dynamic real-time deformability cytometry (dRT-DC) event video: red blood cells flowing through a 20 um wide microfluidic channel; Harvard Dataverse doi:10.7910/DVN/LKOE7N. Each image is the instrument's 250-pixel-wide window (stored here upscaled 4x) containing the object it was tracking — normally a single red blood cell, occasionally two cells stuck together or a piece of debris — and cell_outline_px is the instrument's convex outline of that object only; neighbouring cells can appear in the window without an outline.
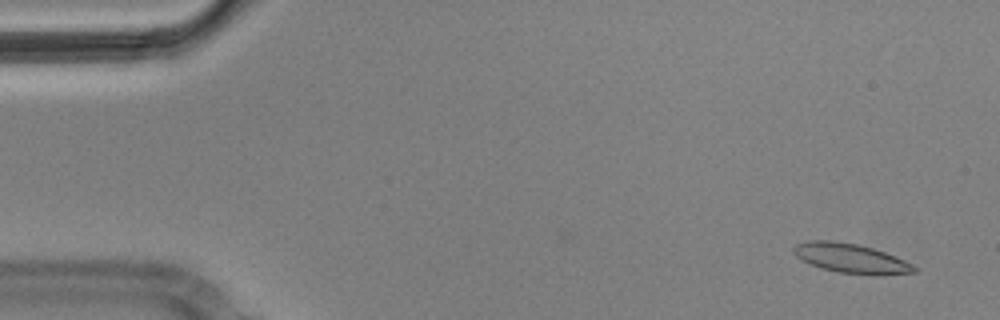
{"species": "Egyptian fruit bat (a non-hibernating species)", "species_latin": "Rousettus aegyptiacus", "temperature_condition": "cold", "stored_images_in_passage": 6, "camera_frame_rate_fps": 3000, "um_per_image_px": 0.085, "animal": {"sex": "male"}, "frame": {"image": 1, "passage_image": 1, "time_ms": 0.0, "image_size_px": [1000, 320], "cell_outline_px": [[920, 268], [916, 272], [880, 276], [872, 276], [840, 272], [820, 268], [796, 256], [792, 252], [792, 248], [796, 244], [808, 240], [828, 240], [856, 244], [872, 248], [884, 252], [904, 260]], "centroid_in_image_um": [72.36, 21.97], "position_along_channel_um": 12.6, "area_um2": 20.81}}
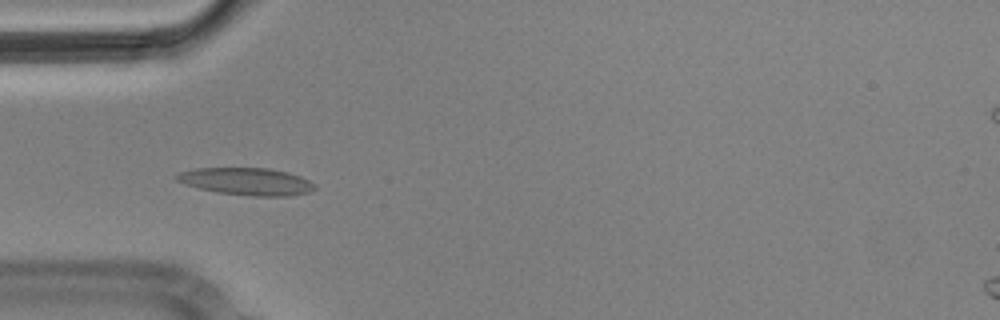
{"frame": {"image": 2, "passage_image": 5, "time_ms": 1.333, "image_size_px": [1000, 320], "cell_outline_px": [[316, 188], [308, 192], [292, 196], [252, 196], [220, 192], [200, 188], [176, 180], [172, 176], [180, 172], [196, 168], [268, 168], [288, 172], [300, 176], [316, 184]], "centroid_in_image_um": [20.99, 15.42], "position_along_channel_um": 64.0, "area_um2": 21.85}}